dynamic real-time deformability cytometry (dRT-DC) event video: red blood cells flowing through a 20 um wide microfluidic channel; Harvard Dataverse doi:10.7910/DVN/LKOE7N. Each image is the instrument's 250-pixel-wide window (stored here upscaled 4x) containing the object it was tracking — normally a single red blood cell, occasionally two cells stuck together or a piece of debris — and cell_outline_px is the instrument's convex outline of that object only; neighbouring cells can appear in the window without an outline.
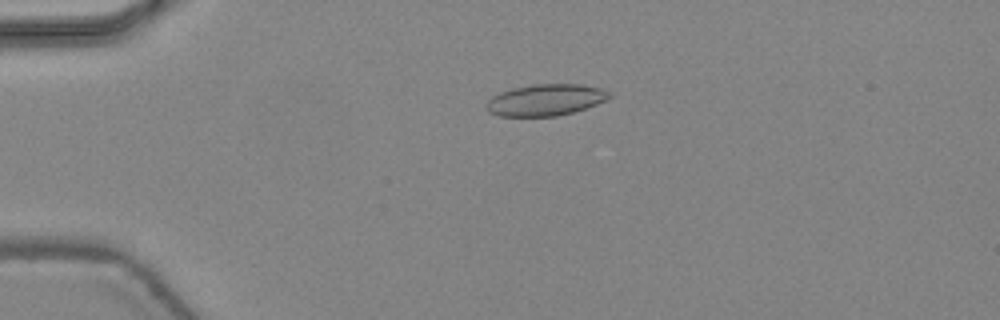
{"species": "common noctule bat (a hibernating species)", "species_latin": "Nyctalus noctula", "temperature_condition": "warm", "stored_images_in_passage": 47, "camera_frame_rate_fps": 3000, "um_per_image_px": 0.085, "animal": {"sex": "female", "body_mass_g": 24.6, "forearm_length_mm": 56.2}, "frame": {"image": 1, "passage_image": 12, "time_ms": 3.667, "image_size_px": [1000, 320], "cell_outline_px": [[612, 96], [608, 100], [572, 112], [556, 116], [500, 116], [488, 112], [488, 100], [492, 96], [500, 92], [512, 88], [532, 84], [584, 84], [600, 88], [612, 92]], "centroid_in_image_um": [46.41, 8.48], "position_along_channel_um": 38.6, "area_um2": 22.6}}
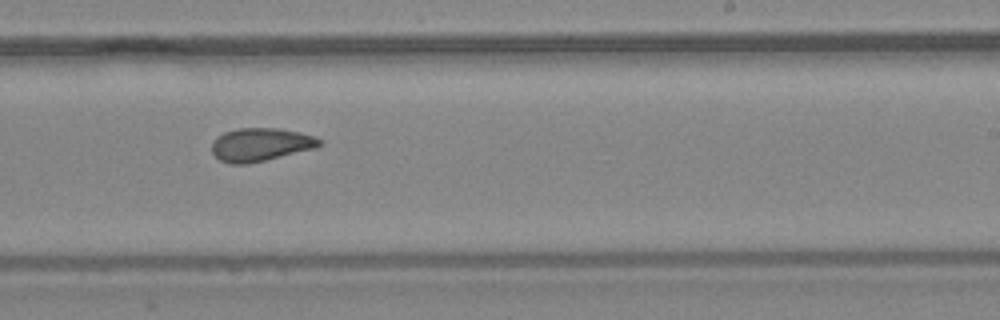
{"frame": {"image": 2, "passage_image": 30, "time_ms": 9.667, "image_size_px": [1000, 320], "cell_outline_px": [[324, 144], [316, 148], [248, 164], [232, 164], [220, 160], [212, 152], [212, 144], [216, 136], [224, 132], [236, 128], [276, 128], [300, 132], [316, 136]], "centroid_in_image_um": [22.16, 12.28], "position_along_channel_um": 266.8, "area_um2": 20.92}}
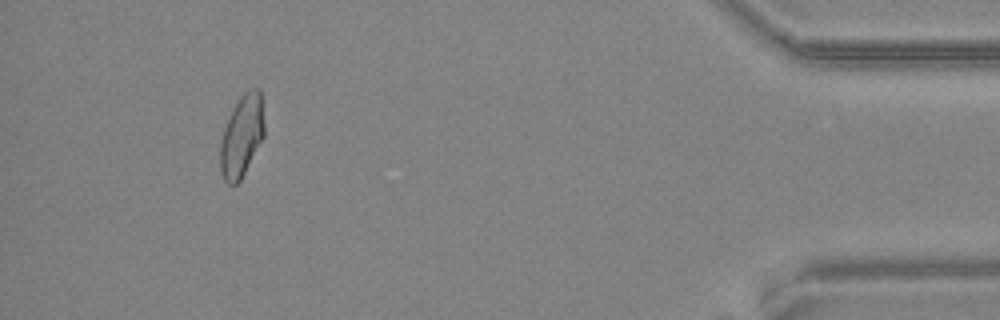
{"frame": {"image": 3, "passage_image": 44, "time_ms": 14.333, "image_size_px": [1000, 320], "cell_outline_px": [[264, 136], [240, 180], [236, 184], [228, 184], [224, 180], [220, 172], [220, 144], [224, 128], [232, 108], [240, 96], [248, 88], [260, 88], [264, 124]], "centroid_in_image_um": [20.54, 11.53], "position_along_channel_um": 414.7, "area_um2": 20.98}, "authors_computed_cell_mechanics": {"area_um2": 21.386, "velocity_mm_per_s": 4.4753, "shape_relaxation_time_tau1_ms": null, "shape_relaxation_time_tau2_ms": 2.1727, "deformation_change_tau1": null, "deformation_change_tau2": 0.0753}}